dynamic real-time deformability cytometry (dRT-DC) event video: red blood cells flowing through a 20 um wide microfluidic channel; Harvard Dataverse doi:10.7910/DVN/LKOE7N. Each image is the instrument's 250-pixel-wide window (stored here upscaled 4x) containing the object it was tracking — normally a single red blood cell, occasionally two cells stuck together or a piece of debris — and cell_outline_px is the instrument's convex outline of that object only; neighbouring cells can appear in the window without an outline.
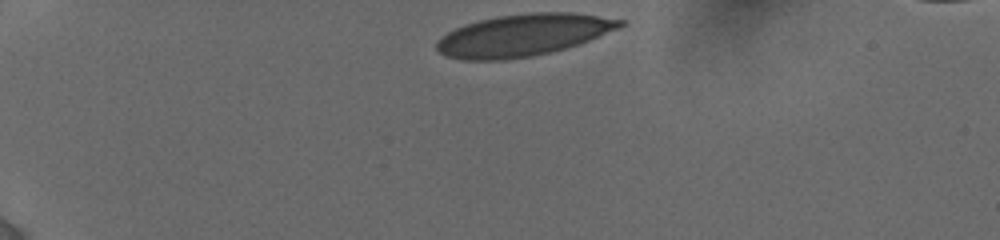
{"species": "human", "species_latin": "Homo sapiens", "temperature_condition": "cold", "stored_images_in_passage": 12, "camera_frame_rate_fps": 3000, "um_per_image_px": 0.085, "donor": {"sex": "female"}, "frame": {"image": 1, "passage_image": 1, "time_ms": 0.0, "image_size_px": [1000, 240], "cell_outline_px": [[628, 24], [620, 28], [580, 44], [552, 52], [532, 56], [504, 60], [464, 60], [444, 56], [436, 48], [436, 40], [440, 36], [464, 24], [480, 20], [500, 16], [528, 12], [572, 12], [624, 20]], "centroid_in_image_um": [44.48, 2.99], "position_along_channel_um": 40.5, "area_um2": 45.14}}
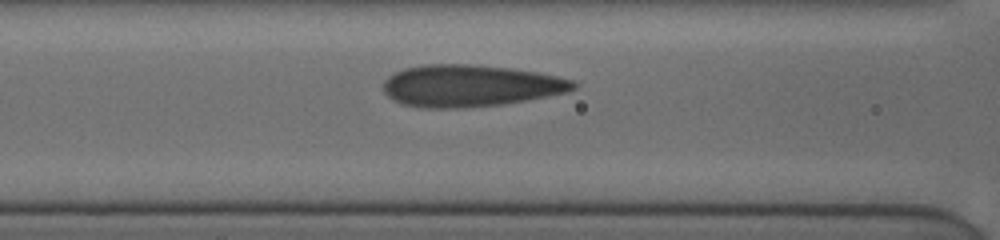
{"frame": {"image": 2, "passage_image": 9, "time_ms": 4.0, "image_size_px": [1000, 240], "cell_outline_px": [[576, 88], [564, 92], [524, 100], [500, 104], [456, 108], [420, 108], [404, 104], [392, 100], [384, 92], [384, 80], [388, 76], [404, 68], [424, 64], [472, 64], [512, 68], [536, 72], [556, 76], [572, 80], [576, 84]], "centroid_in_image_um": [39.9, 7.28], "position_along_channel_um": 126.7, "area_um2": 46.07}}
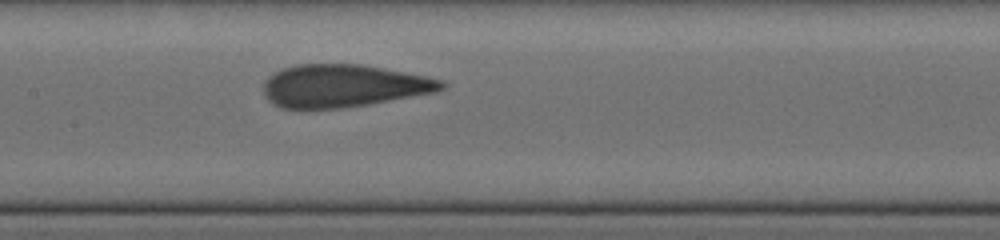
{"frame": {"image": 3, "passage_image": 12, "time_ms": 5.333, "image_size_px": [1000, 240], "cell_outline_px": [[448, 84], [444, 88], [436, 92], [368, 104], [340, 108], [280, 108], [272, 104], [264, 96], [264, 80], [268, 76], [284, 68], [296, 64], [360, 64], [428, 76], [444, 80]], "centroid_in_image_um": [29.2, 7.29], "position_along_channel_um": 178.2, "area_um2": 44.33}}